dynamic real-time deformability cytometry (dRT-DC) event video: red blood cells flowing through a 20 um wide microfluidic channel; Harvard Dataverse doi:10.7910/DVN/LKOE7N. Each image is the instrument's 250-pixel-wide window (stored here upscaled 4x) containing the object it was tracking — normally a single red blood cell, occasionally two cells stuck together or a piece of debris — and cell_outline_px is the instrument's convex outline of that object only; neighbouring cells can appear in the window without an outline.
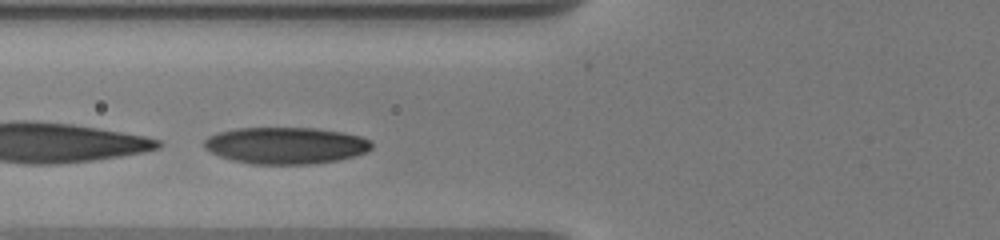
{"species": "human", "species_latin": "Homo sapiens", "temperature_condition": "warm", "stored_images_in_passage": 43, "camera_frame_rate_fps": 3000, "um_per_image_px": 0.085, "donor": {"sex": "male"}, "frame": {"image": 1, "passage_image": 9, "time_ms": 2.667, "image_size_px": [1000, 240], "cell_outline_px": [[372, 148], [368, 152], [340, 160], [308, 164], [252, 164], [232, 160], [220, 156], [204, 148], [204, 140], [208, 136], [216, 132], [236, 128], [316, 128], [344, 132], [360, 136], [372, 140]], "centroid_in_image_um": [24.31, 12.36], "position_along_channel_um": 101.5, "area_um2": 36.13}}
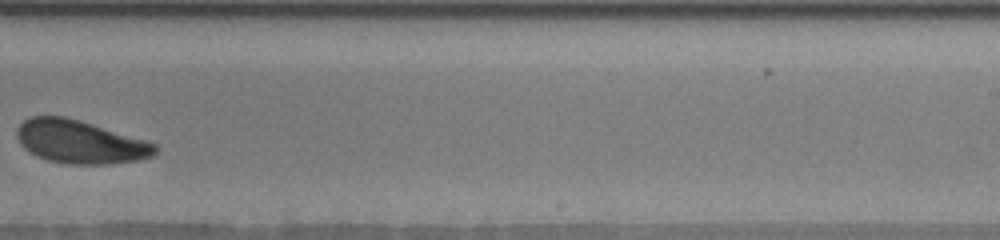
{"frame": {"image": 2, "passage_image": 23, "time_ms": 7.667, "image_size_px": [1000, 240], "cell_outline_px": [[156, 152], [152, 156], [136, 160], [108, 164], [68, 164], [48, 160], [36, 156], [24, 148], [20, 144], [16, 136], [16, 128], [24, 120], [32, 116], [64, 116], [92, 124], [144, 140], [156, 144]], "centroid_in_image_um": [6.75, 12.06], "position_along_channel_um": 282.3, "area_um2": 34.45}}
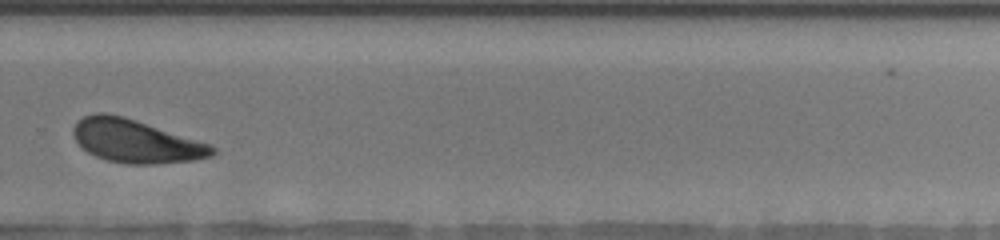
{"frame": {"image": 3, "passage_image": 26, "time_ms": 8.667, "image_size_px": [1000, 240], "cell_outline_px": [[216, 152], [212, 156], [196, 160], [156, 164], [124, 164], [108, 160], [96, 156], [88, 152], [76, 140], [72, 132], [72, 128], [84, 116], [96, 112], [104, 112], [124, 116], [212, 144], [216, 148]], "centroid_in_image_um": [11.59, 12.0], "position_along_channel_um": 318.2, "area_um2": 35.08}, "authors_computed_cell_mechanics": {"area_um2": 35.1424, "velocity_mm_per_s": 3.6138, "shape_relaxation_time_tau1_ms": 2.3949, "shape_relaxation_time_tau2_ms": 6.4889, "deformation_change_tau1": 0.1117, "deformation_change_tau2": 0.1323}}